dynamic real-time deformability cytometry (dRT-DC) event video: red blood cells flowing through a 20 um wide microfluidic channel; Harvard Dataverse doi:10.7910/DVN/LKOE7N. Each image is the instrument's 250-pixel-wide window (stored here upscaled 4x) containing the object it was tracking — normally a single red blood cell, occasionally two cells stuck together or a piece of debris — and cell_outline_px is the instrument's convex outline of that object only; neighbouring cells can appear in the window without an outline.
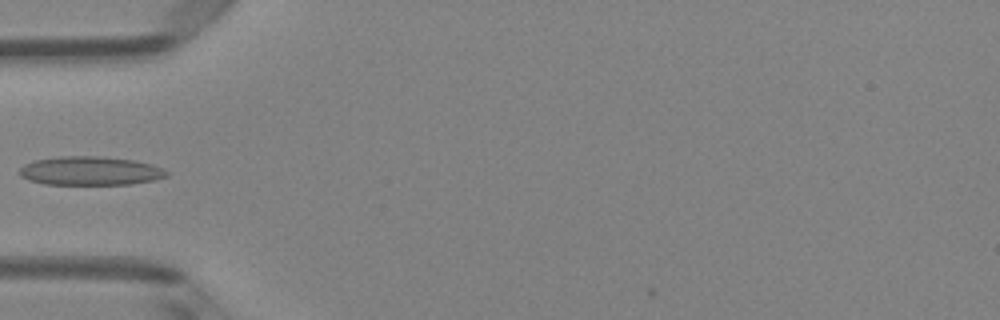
{"species": "Egyptian fruit bat (a non-hibernating species)", "species_latin": "Rousettus aegyptiacus", "temperature_condition": "room temperature", "stored_images_in_passage": 31, "camera_frame_rate_fps": 3000, "um_per_image_px": 0.085, "animal": {"sex": "female"}, "frame": {"image": 1, "passage_image": 1, "time_ms": 0.0, "image_size_px": [1000, 320], "cell_outline_px": [[168, 176], [156, 180], [132, 184], [44, 184], [28, 180], [20, 176], [20, 168], [24, 164], [36, 160], [60, 156], [100, 156], [132, 160], [152, 164], [164, 168], [168, 172]], "centroid_in_image_um": [7.7, 14.52], "position_along_channel_um": 77.3, "area_um2": 24.74}}
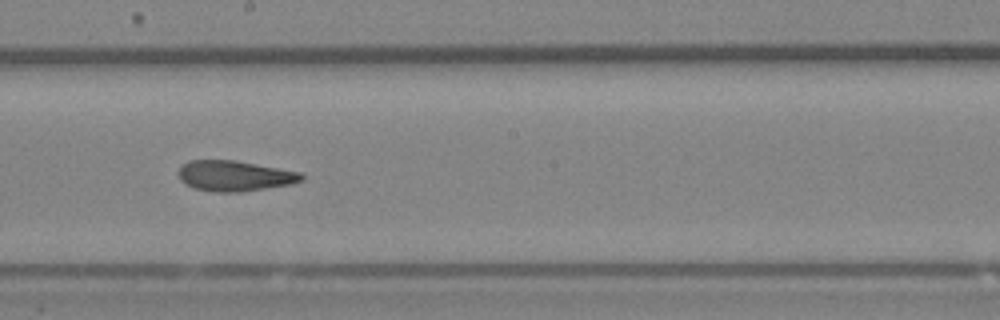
{"frame": {"image": 2, "passage_image": 12, "time_ms": 3.667, "image_size_px": [1000, 320], "cell_outline_px": [[304, 180], [292, 184], [240, 192], [216, 192], [196, 188], [184, 184], [180, 180], [176, 172], [188, 160], [232, 160], [300, 172], [304, 176]], "centroid_in_image_um": [19.92, 14.95], "position_along_channel_um": 228.3, "area_um2": 21.79}}
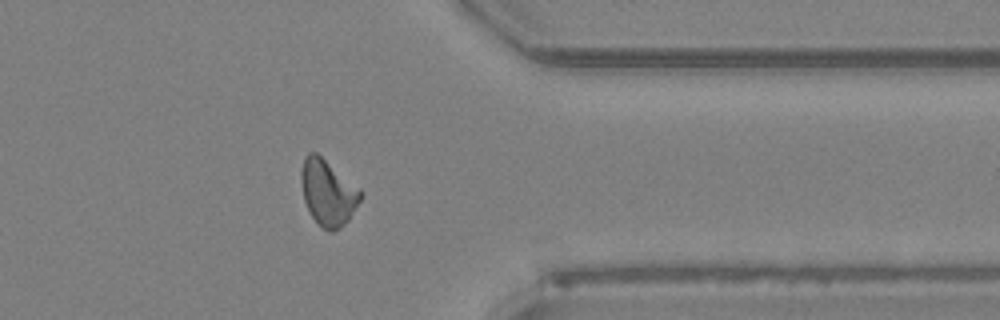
{"frame": {"image": 3, "passage_image": 24, "time_ms": 7.667, "image_size_px": [1000, 320], "cell_outline_px": [[364, 192], [360, 200], [348, 220], [340, 228], [332, 232], [328, 232], [320, 228], [312, 216], [304, 200], [300, 180], [300, 172], [304, 156], [308, 152], [316, 152], [360, 188]], "centroid_in_image_um": [27.86, 16.37], "position_along_channel_um": 383.5, "area_um2": 22.95}}